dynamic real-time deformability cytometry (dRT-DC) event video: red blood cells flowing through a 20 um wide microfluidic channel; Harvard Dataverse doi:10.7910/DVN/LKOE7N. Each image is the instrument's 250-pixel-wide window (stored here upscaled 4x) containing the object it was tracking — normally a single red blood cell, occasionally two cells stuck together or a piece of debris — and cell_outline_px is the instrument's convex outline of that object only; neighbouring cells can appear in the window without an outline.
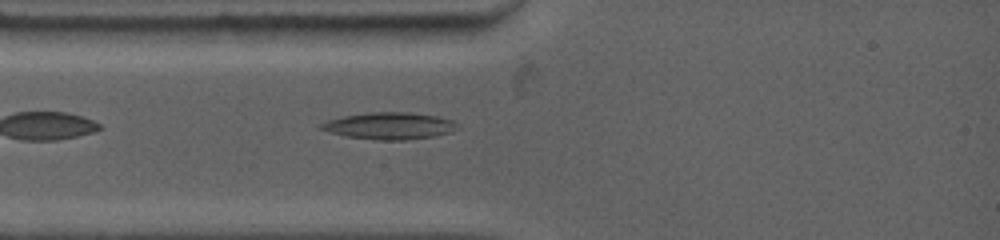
{"species": "common noctule bat (a hibernating species)", "species_latin": "Nyctalus noctula", "temperature_condition": "warm", "stored_images_in_passage": 33, "camera_frame_rate_fps": 4500, "um_per_image_px": 0.085, "animal": {"sex": "female", "body_mass_g": 19.0, "forearm_length_mm": 53.3}, "frame": {"image": 1, "passage_image": 1, "time_ms": 0.0, "image_size_px": [1000, 240], "cell_outline_px": [[460, 128], [452, 132], [432, 136], [408, 140], [376, 140], [348, 136], [332, 132], [320, 128], [320, 124], [328, 120], [344, 116], [372, 112], [408, 112], [436, 116], [452, 120]], "centroid_in_image_um": [33.15, 10.7], "position_along_channel_um": 51.8, "area_um2": 21.1}}
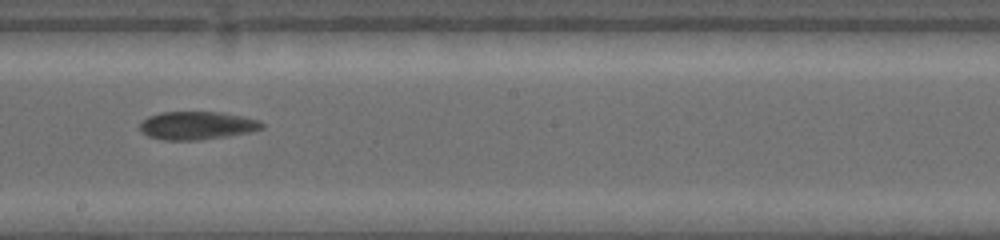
{"frame": {"image": 2, "passage_image": 11, "time_ms": 4.889, "image_size_px": [1000, 240], "cell_outline_px": [[264, 128], [252, 132], [228, 136], [200, 140], [164, 140], [148, 136], [140, 132], [140, 124], [148, 116], [160, 112], [220, 112], [244, 116], [260, 120], [264, 124]], "centroid_in_image_um": [16.78, 10.67], "position_along_channel_um": 231.4, "area_um2": 20.23}}
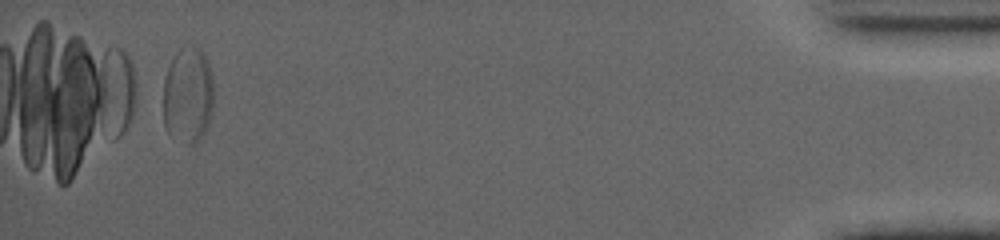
{"frame": {"image": 3, "passage_image": 31, "time_ms": 13.111, "image_size_px": [1000, 240], "cell_outline_px": [[212, 112], [208, 128], [200, 140], [196, 144], [188, 144], [168, 132], [164, 128], [164, 80], [168, 68], [176, 52], [180, 48], [200, 48], [208, 60], [212, 72]], "centroid_in_image_um": [16.0, 8.12], "position_along_channel_um": 419.2, "area_um2": 28.32}}